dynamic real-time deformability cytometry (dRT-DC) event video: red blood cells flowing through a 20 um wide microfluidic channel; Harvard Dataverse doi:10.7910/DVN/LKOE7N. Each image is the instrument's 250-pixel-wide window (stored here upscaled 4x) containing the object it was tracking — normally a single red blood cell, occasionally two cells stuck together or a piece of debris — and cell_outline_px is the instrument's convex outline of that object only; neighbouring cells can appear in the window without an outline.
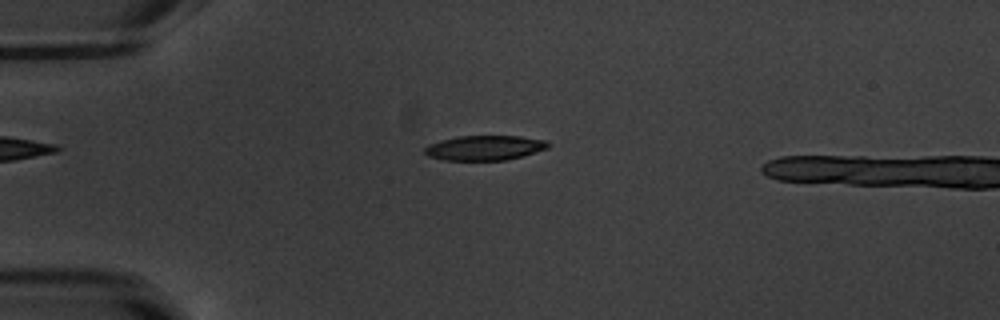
{"species": "common noctule bat (a hibernating species)", "species_latin": "Nyctalus noctula", "temperature_condition": "warm", "stored_images_in_passage": 43, "camera_frame_rate_fps": 3000, "um_per_image_px": 0.085, "animal": {"sex": "male", "body_mass_g": 20.1, "forearm_length_mm": 53.5}, "frame": {"image": 1, "passage_image": 6, "time_ms": 1.667, "image_size_px": [1000, 320], "cell_outline_px": [[548, 148], [524, 156], [508, 160], [444, 160], [428, 156], [424, 152], [424, 148], [428, 144], [440, 140], [456, 136], [520, 136], [548, 140]], "centroid_in_image_um": [41.2, 12.56], "position_along_channel_um": 43.8, "area_um2": 18.03}}
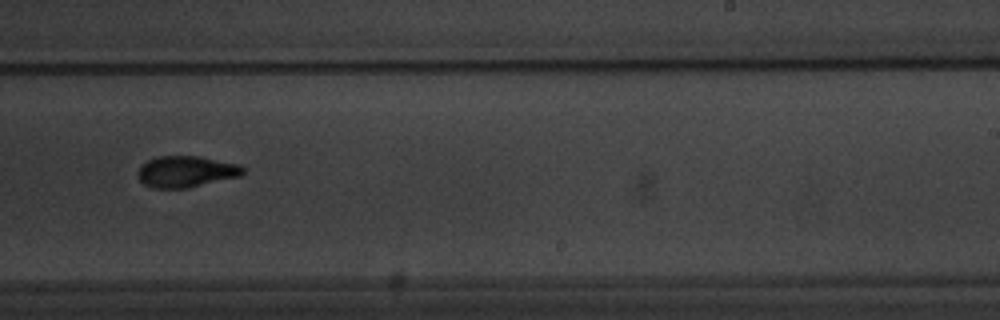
{"frame": {"image": 2, "passage_image": 26, "time_ms": 8.333, "image_size_px": [1000, 320], "cell_outline_px": [[244, 172], [240, 176], [188, 188], [152, 188], [144, 184], [140, 180], [136, 172], [140, 164], [156, 156], [200, 156], [240, 164], [244, 168]], "centroid_in_image_um": [15.79, 14.58], "position_along_channel_um": 273.2, "area_um2": 19.42}}
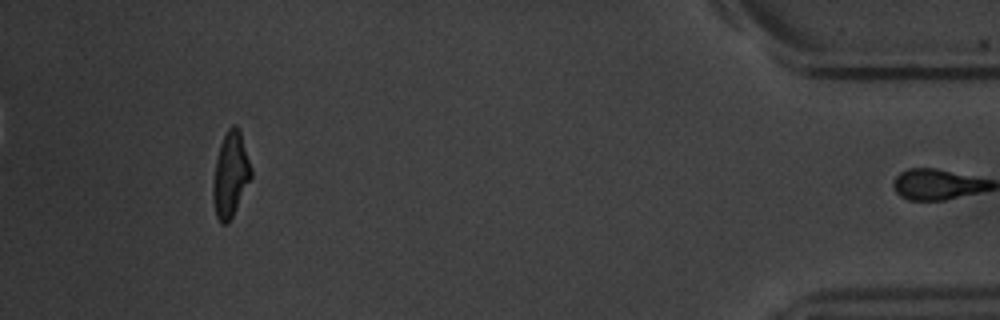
{"frame": {"image": 3, "passage_image": 42, "time_ms": 13.667, "image_size_px": [1000, 320], "cell_outline_px": [[252, 176], [228, 224], [220, 224], [216, 216], [212, 200], [212, 184], [216, 160], [220, 144], [228, 128], [232, 124], [236, 124], [240, 132], [252, 168]], "centroid_in_image_um": [19.57, 14.86], "position_along_channel_um": 415.6, "area_um2": 18.84}, "authors_computed_cell_mechanics": {"area_um2": 19.074, "velocity_mm_per_s": 3.8122, "shape_relaxation_time_tau1_ms": 3.428, "shape_relaxation_time_tau2_ms": 1.8526, "deformation_change_tau1": 0.1739, "deformation_change_tau2": 0.0854}}